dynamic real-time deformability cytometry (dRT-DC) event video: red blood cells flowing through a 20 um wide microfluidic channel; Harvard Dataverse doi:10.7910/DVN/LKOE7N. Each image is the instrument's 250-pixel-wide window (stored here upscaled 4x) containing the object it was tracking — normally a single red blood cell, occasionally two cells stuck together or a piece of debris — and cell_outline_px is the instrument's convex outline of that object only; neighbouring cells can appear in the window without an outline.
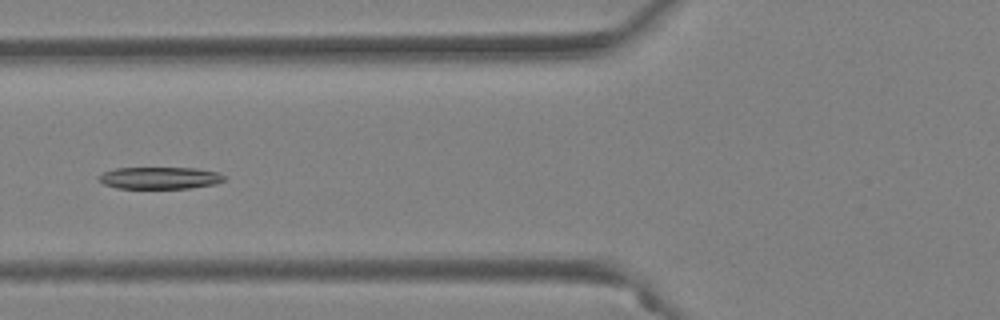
{"species": "Egyptian fruit bat (a non-hibernating species)", "species_latin": "Rousettus aegyptiacus", "temperature_condition": "warm", "stored_images_in_passage": 36, "camera_frame_rate_fps": 3000, "um_per_image_px": 0.085, "animal": {"sex": "female"}, "frame": {"image": 1, "passage_image": 7, "time_ms": 2.0, "image_size_px": [1000, 320], "cell_outline_px": [[224, 180], [216, 184], [188, 188], [116, 188], [104, 184], [96, 176], [112, 168], [196, 168], [220, 172], [224, 176]], "centroid_in_image_um": [13.58, 15.12], "position_along_channel_um": 112.2, "area_um2": 16.13}}
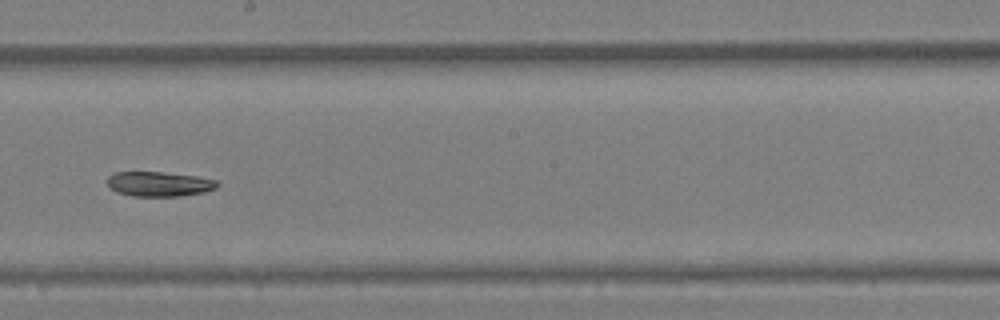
{"frame": {"image": 2, "passage_image": 16, "time_ms": 5.0, "image_size_px": [1000, 320], "cell_outline_px": [[220, 184], [216, 188], [204, 192], [180, 196], [132, 196], [116, 192], [108, 188], [104, 180], [108, 176], [116, 172], [160, 172], [196, 176], [216, 180]], "centroid_in_image_um": [13.46, 15.64], "position_along_channel_um": 234.7, "area_um2": 16.07}}
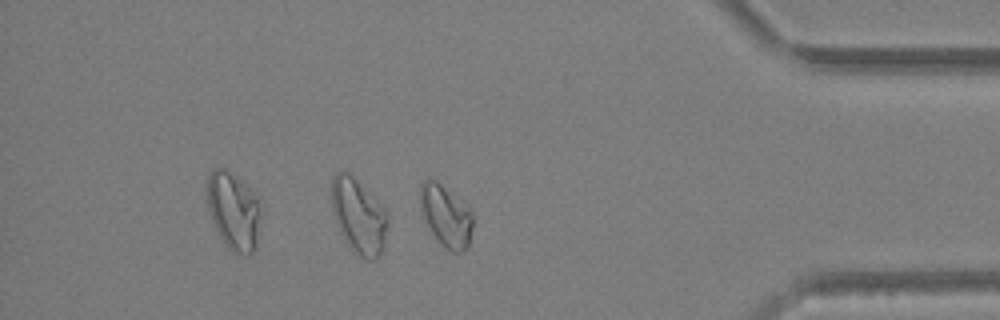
{"frame": {"image": 3, "passage_image": 30, "time_ms": 9.667, "image_size_px": [1000, 320], "cell_outline_px": [[472, 228], [468, 248], [460, 252], [452, 252], [444, 248], [440, 244], [432, 232], [424, 216], [420, 204], [420, 184], [428, 176], [436, 180], [468, 208], [472, 212]], "centroid_in_image_um": [37.9, 18.36], "position_along_channel_um": 397.3, "area_um2": 18.61}, "authors_computed_cell_mechanics": {"area_um2": 16.8487, "velocity_mm_per_s": 4.0957, "shape_relaxation_time_tau1_ms": 8.4637, "shape_relaxation_time_tau2_ms": null, "deformation_change_tau1": 0.1919, "deformation_change_tau2": null}}